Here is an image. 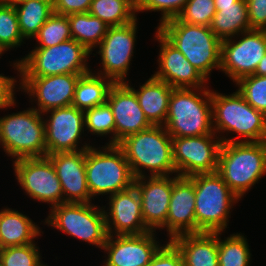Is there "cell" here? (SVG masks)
Masks as SVG:
<instances>
[{"label":"cell","mask_w":266,"mask_h":266,"mask_svg":"<svg viewBox=\"0 0 266 266\" xmlns=\"http://www.w3.org/2000/svg\"><path fill=\"white\" fill-rule=\"evenodd\" d=\"M129 163L134 178L166 176L176 173L173 163L172 137L164 126L150 128L132 134L117 144ZM144 170H143V169Z\"/></svg>","instance_id":"1"},{"label":"cell","mask_w":266,"mask_h":266,"mask_svg":"<svg viewBox=\"0 0 266 266\" xmlns=\"http://www.w3.org/2000/svg\"><path fill=\"white\" fill-rule=\"evenodd\" d=\"M211 101L214 133L234 132L243 138L218 135L222 142L266 141V116L250 106L237 90L230 95L211 90Z\"/></svg>","instance_id":"2"},{"label":"cell","mask_w":266,"mask_h":266,"mask_svg":"<svg viewBox=\"0 0 266 266\" xmlns=\"http://www.w3.org/2000/svg\"><path fill=\"white\" fill-rule=\"evenodd\" d=\"M164 127L171 137L215 134L211 90L206 87L173 88Z\"/></svg>","instance_id":"3"},{"label":"cell","mask_w":266,"mask_h":266,"mask_svg":"<svg viewBox=\"0 0 266 266\" xmlns=\"http://www.w3.org/2000/svg\"><path fill=\"white\" fill-rule=\"evenodd\" d=\"M217 173L242 198L266 174V141L222 142Z\"/></svg>","instance_id":"4"},{"label":"cell","mask_w":266,"mask_h":266,"mask_svg":"<svg viewBox=\"0 0 266 266\" xmlns=\"http://www.w3.org/2000/svg\"><path fill=\"white\" fill-rule=\"evenodd\" d=\"M157 30L208 80L213 68L220 70L221 40L207 26L183 23L177 18Z\"/></svg>","instance_id":"5"},{"label":"cell","mask_w":266,"mask_h":266,"mask_svg":"<svg viewBox=\"0 0 266 266\" xmlns=\"http://www.w3.org/2000/svg\"><path fill=\"white\" fill-rule=\"evenodd\" d=\"M188 178L194 183L195 189L196 233L226 230L230 209L240 198L217 172Z\"/></svg>","instance_id":"6"},{"label":"cell","mask_w":266,"mask_h":266,"mask_svg":"<svg viewBox=\"0 0 266 266\" xmlns=\"http://www.w3.org/2000/svg\"><path fill=\"white\" fill-rule=\"evenodd\" d=\"M92 54L83 45L69 39L46 48H35L13 63L20 77H45L90 72L87 60Z\"/></svg>","instance_id":"7"},{"label":"cell","mask_w":266,"mask_h":266,"mask_svg":"<svg viewBox=\"0 0 266 266\" xmlns=\"http://www.w3.org/2000/svg\"><path fill=\"white\" fill-rule=\"evenodd\" d=\"M106 145L85 150L87 186L92 198L110 196L134 184L135 178L122 149L117 144Z\"/></svg>","instance_id":"8"},{"label":"cell","mask_w":266,"mask_h":266,"mask_svg":"<svg viewBox=\"0 0 266 266\" xmlns=\"http://www.w3.org/2000/svg\"><path fill=\"white\" fill-rule=\"evenodd\" d=\"M43 114L28 108L0 118V145L18 160L47 156Z\"/></svg>","instance_id":"9"},{"label":"cell","mask_w":266,"mask_h":266,"mask_svg":"<svg viewBox=\"0 0 266 266\" xmlns=\"http://www.w3.org/2000/svg\"><path fill=\"white\" fill-rule=\"evenodd\" d=\"M50 211L44 224L102 249L108 236L104 207L65 202Z\"/></svg>","instance_id":"10"},{"label":"cell","mask_w":266,"mask_h":266,"mask_svg":"<svg viewBox=\"0 0 266 266\" xmlns=\"http://www.w3.org/2000/svg\"><path fill=\"white\" fill-rule=\"evenodd\" d=\"M217 135L172 137L173 163L178 176L190 177L217 172L222 144Z\"/></svg>","instance_id":"11"},{"label":"cell","mask_w":266,"mask_h":266,"mask_svg":"<svg viewBox=\"0 0 266 266\" xmlns=\"http://www.w3.org/2000/svg\"><path fill=\"white\" fill-rule=\"evenodd\" d=\"M241 40H221L220 69L233 82L253 75L266 54V30L251 29L240 34Z\"/></svg>","instance_id":"12"},{"label":"cell","mask_w":266,"mask_h":266,"mask_svg":"<svg viewBox=\"0 0 266 266\" xmlns=\"http://www.w3.org/2000/svg\"><path fill=\"white\" fill-rule=\"evenodd\" d=\"M13 162L16 179L30 198L49 203L50 208L64 203L60 180L48 156L22 158Z\"/></svg>","instance_id":"13"},{"label":"cell","mask_w":266,"mask_h":266,"mask_svg":"<svg viewBox=\"0 0 266 266\" xmlns=\"http://www.w3.org/2000/svg\"><path fill=\"white\" fill-rule=\"evenodd\" d=\"M122 26L108 27L107 33L97 46L102 68L97 74L109 78L113 83H126L127 72L134 53L137 21Z\"/></svg>","instance_id":"14"},{"label":"cell","mask_w":266,"mask_h":266,"mask_svg":"<svg viewBox=\"0 0 266 266\" xmlns=\"http://www.w3.org/2000/svg\"><path fill=\"white\" fill-rule=\"evenodd\" d=\"M50 113L45 123V143L47 155L57 152H74L86 150L90 144L78 148L82 133L84 134V111L75 106L60 107L45 112Z\"/></svg>","instance_id":"15"},{"label":"cell","mask_w":266,"mask_h":266,"mask_svg":"<svg viewBox=\"0 0 266 266\" xmlns=\"http://www.w3.org/2000/svg\"><path fill=\"white\" fill-rule=\"evenodd\" d=\"M83 74H62L45 77H20V89L34 97L41 114L60 107L71 106L79 77ZM36 98V99H35Z\"/></svg>","instance_id":"16"},{"label":"cell","mask_w":266,"mask_h":266,"mask_svg":"<svg viewBox=\"0 0 266 266\" xmlns=\"http://www.w3.org/2000/svg\"><path fill=\"white\" fill-rule=\"evenodd\" d=\"M166 176H145L134 179L141 200V212L145 226L150 231L166 227L173 183L179 178Z\"/></svg>","instance_id":"17"},{"label":"cell","mask_w":266,"mask_h":266,"mask_svg":"<svg viewBox=\"0 0 266 266\" xmlns=\"http://www.w3.org/2000/svg\"><path fill=\"white\" fill-rule=\"evenodd\" d=\"M154 231L140 235H108L102 249L107 252L104 266H147L162 247Z\"/></svg>","instance_id":"18"},{"label":"cell","mask_w":266,"mask_h":266,"mask_svg":"<svg viewBox=\"0 0 266 266\" xmlns=\"http://www.w3.org/2000/svg\"><path fill=\"white\" fill-rule=\"evenodd\" d=\"M104 213L108 235H140L150 232L145 226L141 200L134 184L110 195L109 208L105 210L104 207Z\"/></svg>","instance_id":"19"},{"label":"cell","mask_w":266,"mask_h":266,"mask_svg":"<svg viewBox=\"0 0 266 266\" xmlns=\"http://www.w3.org/2000/svg\"><path fill=\"white\" fill-rule=\"evenodd\" d=\"M106 102L115 118V144L153 126L143 113L135 92L126 83H114Z\"/></svg>","instance_id":"20"},{"label":"cell","mask_w":266,"mask_h":266,"mask_svg":"<svg viewBox=\"0 0 266 266\" xmlns=\"http://www.w3.org/2000/svg\"><path fill=\"white\" fill-rule=\"evenodd\" d=\"M160 43L159 70L152 76L168 83L172 88H203L207 79L158 30Z\"/></svg>","instance_id":"21"},{"label":"cell","mask_w":266,"mask_h":266,"mask_svg":"<svg viewBox=\"0 0 266 266\" xmlns=\"http://www.w3.org/2000/svg\"><path fill=\"white\" fill-rule=\"evenodd\" d=\"M60 180L65 202L91 203L85 169V150L47 155Z\"/></svg>","instance_id":"22"},{"label":"cell","mask_w":266,"mask_h":266,"mask_svg":"<svg viewBox=\"0 0 266 266\" xmlns=\"http://www.w3.org/2000/svg\"><path fill=\"white\" fill-rule=\"evenodd\" d=\"M166 229L168 241L179 235L196 233L195 189L188 177H179L173 183Z\"/></svg>","instance_id":"23"},{"label":"cell","mask_w":266,"mask_h":266,"mask_svg":"<svg viewBox=\"0 0 266 266\" xmlns=\"http://www.w3.org/2000/svg\"><path fill=\"white\" fill-rule=\"evenodd\" d=\"M171 242L180 251L184 266H219L218 232L183 234Z\"/></svg>","instance_id":"24"},{"label":"cell","mask_w":266,"mask_h":266,"mask_svg":"<svg viewBox=\"0 0 266 266\" xmlns=\"http://www.w3.org/2000/svg\"><path fill=\"white\" fill-rule=\"evenodd\" d=\"M126 84L135 92L147 120L153 126H164L173 88L153 76L140 85L137 91L129 83Z\"/></svg>","instance_id":"25"},{"label":"cell","mask_w":266,"mask_h":266,"mask_svg":"<svg viewBox=\"0 0 266 266\" xmlns=\"http://www.w3.org/2000/svg\"><path fill=\"white\" fill-rule=\"evenodd\" d=\"M41 229L28 216L5 208L0 210L1 249L9 246H21L34 243L41 236Z\"/></svg>","instance_id":"26"},{"label":"cell","mask_w":266,"mask_h":266,"mask_svg":"<svg viewBox=\"0 0 266 266\" xmlns=\"http://www.w3.org/2000/svg\"><path fill=\"white\" fill-rule=\"evenodd\" d=\"M216 13L210 29L220 39L235 38L242 32L251 30L246 0H237L232 5L216 6Z\"/></svg>","instance_id":"27"},{"label":"cell","mask_w":266,"mask_h":266,"mask_svg":"<svg viewBox=\"0 0 266 266\" xmlns=\"http://www.w3.org/2000/svg\"><path fill=\"white\" fill-rule=\"evenodd\" d=\"M113 84L109 78L92 73V70L81 75L75 87L72 106L85 111L104 104Z\"/></svg>","instance_id":"28"},{"label":"cell","mask_w":266,"mask_h":266,"mask_svg":"<svg viewBox=\"0 0 266 266\" xmlns=\"http://www.w3.org/2000/svg\"><path fill=\"white\" fill-rule=\"evenodd\" d=\"M68 16L72 39L92 53L107 33L108 25L98 17L86 13H73Z\"/></svg>","instance_id":"29"},{"label":"cell","mask_w":266,"mask_h":266,"mask_svg":"<svg viewBox=\"0 0 266 266\" xmlns=\"http://www.w3.org/2000/svg\"><path fill=\"white\" fill-rule=\"evenodd\" d=\"M16 9L21 35L34 39L46 20L54 13L51 3L37 0L11 1Z\"/></svg>","instance_id":"30"},{"label":"cell","mask_w":266,"mask_h":266,"mask_svg":"<svg viewBox=\"0 0 266 266\" xmlns=\"http://www.w3.org/2000/svg\"><path fill=\"white\" fill-rule=\"evenodd\" d=\"M88 13L109 27L126 25L137 18L136 8L128 0H93Z\"/></svg>","instance_id":"31"},{"label":"cell","mask_w":266,"mask_h":266,"mask_svg":"<svg viewBox=\"0 0 266 266\" xmlns=\"http://www.w3.org/2000/svg\"><path fill=\"white\" fill-rule=\"evenodd\" d=\"M218 232L219 266H250L251 253L247 238L240 233L231 234L224 240Z\"/></svg>","instance_id":"32"},{"label":"cell","mask_w":266,"mask_h":266,"mask_svg":"<svg viewBox=\"0 0 266 266\" xmlns=\"http://www.w3.org/2000/svg\"><path fill=\"white\" fill-rule=\"evenodd\" d=\"M23 40L13 2L0 0V47L3 51H8L21 46Z\"/></svg>","instance_id":"33"},{"label":"cell","mask_w":266,"mask_h":266,"mask_svg":"<svg viewBox=\"0 0 266 266\" xmlns=\"http://www.w3.org/2000/svg\"><path fill=\"white\" fill-rule=\"evenodd\" d=\"M39 44L35 48H46L72 39L68 16L53 13L34 36Z\"/></svg>","instance_id":"34"},{"label":"cell","mask_w":266,"mask_h":266,"mask_svg":"<svg viewBox=\"0 0 266 266\" xmlns=\"http://www.w3.org/2000/svg\"><path fill=\"white\" fill-rule=\"evenodd\" d=\"M84 122L85 129L91 134L98 136L111 134L112 138L107 144H115V118L107 102L85 110Z\"/></svg>","instance_id":"35"},{"label":"cell","mask_w":266,"mask_h":266,"mask_svg":"<svg viewBox=\"0 0 266 266\" xmlns=\"http://www.w3.org/2000/svg\"><path fill=\"white\" fill-rule=\"evenodd\" d=\"M39 251L35 243L5 247L0 249V262L2 266H47Z\"/></svg>","instance_id":"36"},{"label":"cell","mask_w":266,"mask_h":266,"mask_svg":"<svg viewBox=\"0 0 266 266\" xmlns=\"http://www.w3.org/2000/svg\"><path fill=\"white\" fill-rule=\"evenodd\" d=\"M236 85L247 103L266 116V76L248 75Z\"/></svg>","instance_id":"37"},{"label":"cell","mask_w":266,"mask_h":266,"mask_svg":"<svg viewBox=\"0 0 266 266\" xmlns=\"http://www.w3.org/2000/svg\"><path fill=\"white\" fill-rule=\"evenodd\" d=\"M216 11L214 0H188L176 18L183 23L209 27Z\"/></svg>","instance_id":"38"},{"label":"cell","mask_w":266,"mask_h":266,"mask_svg":"<svg viewBox=\"0 0 266 266\" xmlns=\"http://www.w3.org/2000/svg\"><path fill=\"white\" fill-rule=\"evenodd\" d=\"M188 0H139L136 12L161 11L160 25L176 18Z\"/></svg>","instance_id":"39"},{"label":"cell","mask_w":266,"mask_h":266,"mask_svg":"<svg viewBox=\"0 0 266 266\" xmlns=\"http://www.w3.org/2000/svg\"><path fill=\"white\" fill-rule=\"evenodd\" d=\"M154 255L147 266H184L180 251L171 242H166Z\"/></svg>","instance_id":"40"},{"label":"cell","mask_w":266,"mask_h":266,"mask_svg":"<svg viewBox=\"0 0 266 266\" xmlns=\"http://www.w3.org/2000/svg\"><path fill=\"white\" fill-rule=\"evenodd\" d=\"M251 29H266V0H246Z\"/></svg>","instance_id":"41"},{"label":"cell","mask_w":266,"mask_h":266,"mask_svg":"<svg viewBox=\"0 0 266 266\" xmlns=\"http://www.w3.org/2000/svg\"><path fill=\"white\" fill-rule=\"evenodd\" d=\"M93 0H56L54 13L58 15H70L73 13H86L89 11Z\"/></svg>","instance_id":"42"},{"label":"cell","mask_w":266,"mask_h":266,"mask_svg":"<svg viewBox=\"0 0 266 266\" xmlns=\"http://www.w3.org/2000/svg\"><path fill=\"white\" fill-rule=\"evenodd\" d=\"M17 82V80L15 79V77H9V76H4L2 74H0V109H4V108H8V107H14L15 103V98L14 97V88L15 87V83Z\"/></svg>","instance_id":"43"},{"label":"cell","mask_w":266,"mask_h":266,"mask_svg":"<svg viewBox=\"0 0 266 266\" xmlns=\"http://www.w3.org/2000/svg\"><path fill=\"white\" fill-rule=\"evenodd\" d=\"M253 75L266 76V54L263 56V58L258 63V66Z\"/></svg>","instance_id":"44"},{"label":"cell","mask_w":266,"mask_h":266,"mask_svg":"<svg viewBox=\"0 0 266 266\" xmlns=\"http://www.w3.org/2000/svg\"><path fill=\"white\" fill-rule=\"evenodd\" d=\"M237 0H214L215 6H227V5H232L235 3Z\"/></svg>","instance_id":"45"},{"label":"cell","mask_w":266,"mask_h":266,"mask_svg":"<svg viewBox=\"0 0 266 266\" xmlns=\"http://www.w3.org/2000/svg\"><path fill=\"white\" fill-rule=\"evenodd\" d=\"M10 1H30V0H10ZM37 1H44L54 5L56 0H37Z\"/></svg>","instance_id":"46"},{"label":"cell","mask_w":266,"mask_h":266,"mask_svg":"<svg viewBox=\"0 0 266 266\" xmlns=\"http://www.w3.org/2000/svg\"><path fill=\"white\" fill-rule=\"evenodd\" d=\"M135 8L137 7L139 0H128Z\"/></svg>","instance_id":"47"},{"label":"cell","mask_w":266,"mask_h":266,"mask_svg":"<svg viewBox=\"0 0 266 266\" xmlns=\"http://www.w3.org/2000/svg\"><path fill=\"white\" fill-rule=\"evenodd\" d=\"M3 53H5L3 50H2V48L0 47V56H1V54H3Z\"/></svg>","instance_id":"48"}]
</instances>
